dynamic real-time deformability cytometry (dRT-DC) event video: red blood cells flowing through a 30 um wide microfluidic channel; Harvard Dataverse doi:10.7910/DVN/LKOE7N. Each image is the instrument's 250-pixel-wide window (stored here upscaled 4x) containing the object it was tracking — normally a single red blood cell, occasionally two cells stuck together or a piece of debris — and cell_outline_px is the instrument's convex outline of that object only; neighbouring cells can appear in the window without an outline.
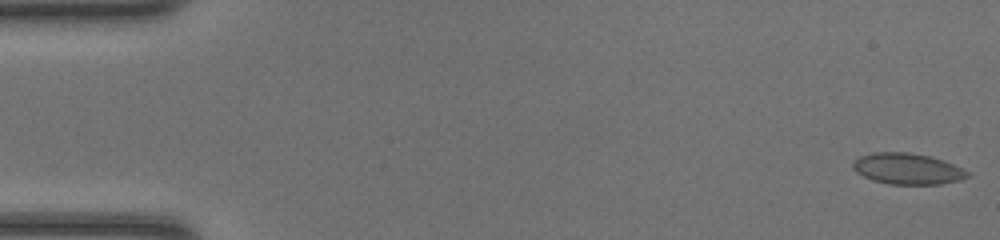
{"species": "common noctule bat (a hibernating species)", "species_latin": "Nyctalus noctula", "temperature_condition": "room temperature", "stored_images_in_passage": 48, "camera_frame_rate_fps": 3000, "um_per_image_px": 0.085, "animal": {"sex": "female", "body_mass_g": 20.0, "forearm_length_mm": 54.0}, "frame": {"image": 1, "passage_image": 1, "time_ms": 0.0, "image_size_px": [1000, 240], "cell_outline_px": [[972, 176], [960, 180], [940, 184], [888, 184], [872, 180], [856, 172], [852, 168], [852, 164], [860, 156], [872, 152], [908, 152], [928, 156], [944, 160], [972, 172]], "centroid_in_image_um": [77.18, 14.35], "position_along_channel_um": 7.8, "area_um2": 20.92}}
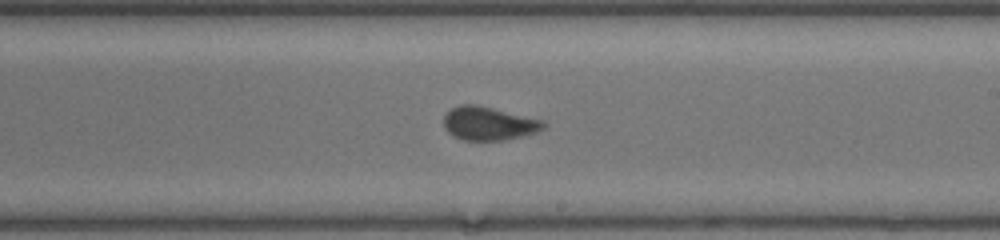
{"frame": {"image": 2, "passage_image": 28, "time_ms": 9.0, "image_size_px": [1000, 240], "cell_outline_px": [[548, 124], [544, 128], [536, 132], [504, 140], [464, 140], [452, 136], [444, 128], [444, 116], [452, 108], [460, 104], [476, 104], [544, 120]], "centroid_in_image_um": [41.54, 10.49], "position_along_channel_um": 247.5, "area_um2": 19.48}}
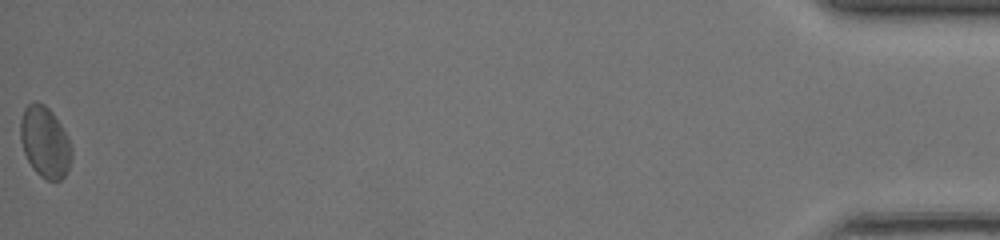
{"frame": {"image": 3, "passage_image": 48, "time_ms": 15.667, "image_size_px": [1000, 240], "cell_outline_px": [[72, 156], [68, 168], [64, 176], [60, 180], [48, 180], [40, 176], [32, 168], [24, 152], [20, 140], [20, 120], [24, 108], [28, 104], [36, 100], [44, 104], [52, 112], [60, 124], [72, 148]], "centroid_in_image_um": [3.79, 12.06], "position_along_channel_um": 431.4, "area_um2": 21.1}, "authors_computed_cell_mechanics": {"area_um2": 19.9699, "velocity_mm_per_s": 4.3187, "shape_relaxation_time_tau1_ms": 3.7932, "shape_relaxation_time_tau2_ms": 0.7766, "deformation_change_tau1": 0.1086, "deformation_change_tau2": 0.0459}}